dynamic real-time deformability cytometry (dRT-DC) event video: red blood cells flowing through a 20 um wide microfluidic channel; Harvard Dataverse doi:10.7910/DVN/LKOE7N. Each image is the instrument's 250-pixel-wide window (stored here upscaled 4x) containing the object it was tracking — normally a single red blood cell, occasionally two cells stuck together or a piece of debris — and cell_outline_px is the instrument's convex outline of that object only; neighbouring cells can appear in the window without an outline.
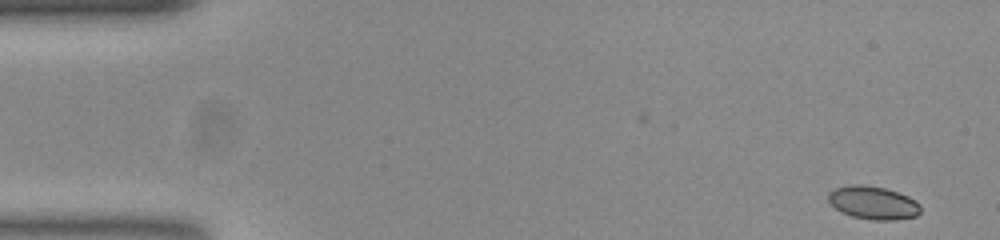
{"species": "common noctule bat (a hibernating species)", "species_latin": "Nyctalus noctula", "temperature_condition": "room temperature", "stored_images_in_passage": 52, "camera_frame_rate_fps": 3000, "um_per_image_px": 0.085, "animal": {"sex": "female", "body_mass_g": 23.0, "forearm_length_mm": 53.4}, "frame": {"image": 1, "passage_image": 1, "time_ms": 0.0, "image_size_px": [1000, 240], "cell_outline_px": [[920, 212], [916, 216], [896, 220], [872, 220], [852, 216], [836, 208], [828, 200], [828, 192], [836, 188], [856, 184], [860, 184], [884, 188], [908, 196], [920, 204]], "centroid_in_image_um": [74.23, 17.24], "position_along_channel_um": 10.8, "area_um2": 17.57}}
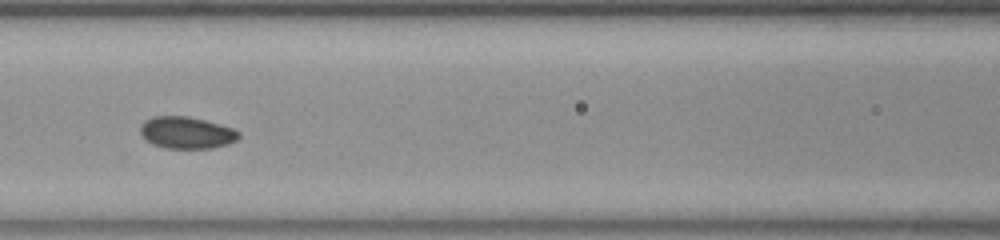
{"frame": {"image": 2, "passage_image": 22, "time_ms": 7.0, "image_size_px": [1000, 240], "cell_outline_px": [[240, 136], [236, 140], [228, 144], [212, 148], [164, 148], [152, 144], [140, 132], [140, 128], [144, 120], [152, 116], [188, 116], [204, 120], [232, 128], [240, 132]], "centroid_in_image_um": [15.85, 11.27], "position_along_channel_um": 150.7, "area_um2": 18.21}}
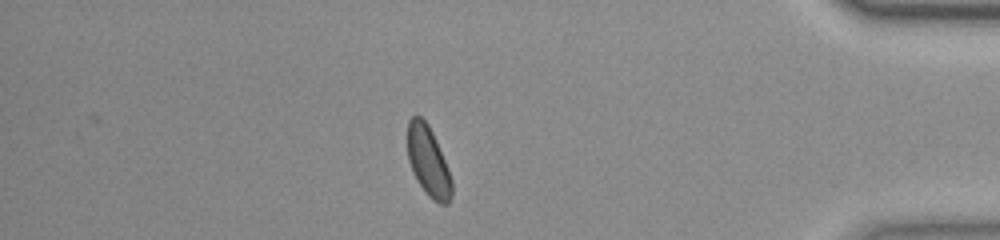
{"frame": {"image": 3, "passage_image": 45, "time_ms": 14.667, "image_size_px": [1000, 240], "cell_outline_px": [[452, 196], [448, 204], [440, 204], [432, 200], [428, 196], [416, 180], [408, 160], [408, 120], [412, 116], [420, 116], [428, 124], [432, 132], [448, 168], [452, 180]], "centroid_in_image_um": [36.41, 13.75], "position_along_channel_um": 398.8, "area_um2": 17.98}, "authors_computed_cell_mechanics": {"area_um2": 17.9758, "velocity_mm_per_s": 3.7655, "shape_relaxation_time_tau1_ms": null, "shape_relaxation_time_tau2_ms": 2.5735, "deformation_change_tau1": null, "deformation_change_tau2": 0.0569}}